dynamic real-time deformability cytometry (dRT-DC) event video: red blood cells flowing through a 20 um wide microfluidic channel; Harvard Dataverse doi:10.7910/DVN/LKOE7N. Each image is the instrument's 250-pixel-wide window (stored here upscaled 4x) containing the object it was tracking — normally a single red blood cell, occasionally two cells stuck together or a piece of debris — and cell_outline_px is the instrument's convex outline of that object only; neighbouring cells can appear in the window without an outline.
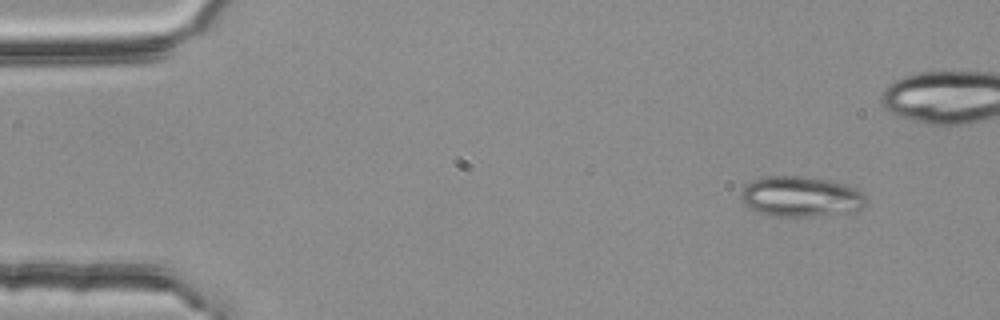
{"species": "common noctule bat (a hibernating species)", "species_latin": "Nyctalus noctula", "temperature_condition": "room temperature", "stored_images_in_passage": 51, "segment_of_instrument_passage": [1, 2], "camera_frame_rate_fps": 3000, "um_per_image_px": 0.085, "animal": {"sex": "female", "body_mass_g": 25.1}, "frame": {"image": 1, "passage_image": 1, "time_ms": 0.0, "image_size_px": [1000, 320], "cell_outline_px": [[868, 200], [860, 208], [852, 212], [812, 216], [772, 216], [748, 208], [740, 200], [740, 192], [752, 180], [768, 176], [800, 176], [824, 180], [844, 184], [856, 188]], "centroid_in_image_um": [68.03, 16.72], "position_along_channel_um": 17.0, "area_um2": 29.25}}
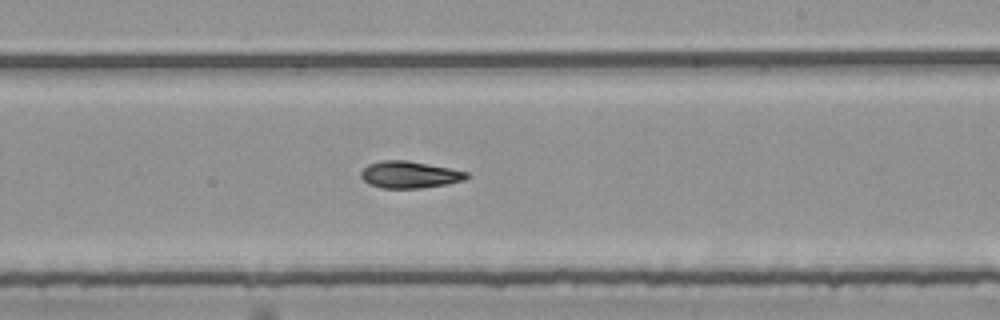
{"frame": {"image": 2, "passage_image": 28, "time_ms": 9.0, "image_size_px": [1000, 320], "cell_outline_px": [[468, 176], [464, 180], [448, 184], [420, 188], [384, 188], [368, 184], [360, 176], [360, 172], [368, 164], [380, 160], [408, 160], [468, 172]], "centroid_in_image_um": [34.78, 14.84], "position_along_channel_um": 254.2, "area_um2": 16.53}}
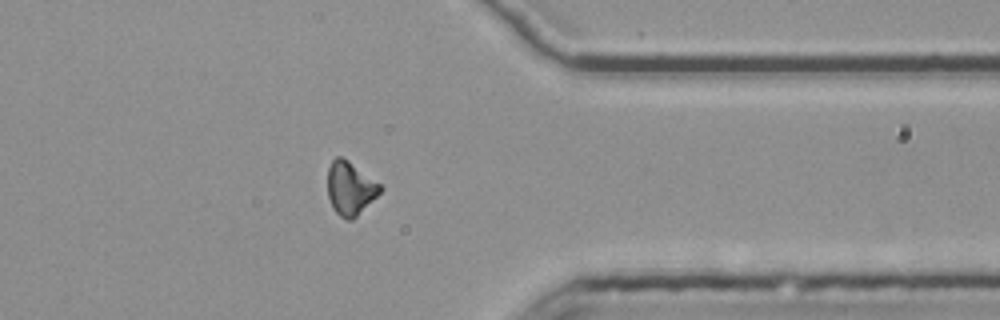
{"frame": {"image": 3, "passage_image": 39, "time_ms": 12.667, "image_size_px": [1000, 320], "cell_outline_px": [[384, 188], [352, 220], [348, 220], [340, 216], [332, 208], [328, 196], [328, 168], [332, 160], [336, 156], [340, 156], [348, 160], [380, 184]], "centroid_in_image_um": [29.74, 15.99], "position_along_channel_um": 381.7, "area_um2": 16.13}}